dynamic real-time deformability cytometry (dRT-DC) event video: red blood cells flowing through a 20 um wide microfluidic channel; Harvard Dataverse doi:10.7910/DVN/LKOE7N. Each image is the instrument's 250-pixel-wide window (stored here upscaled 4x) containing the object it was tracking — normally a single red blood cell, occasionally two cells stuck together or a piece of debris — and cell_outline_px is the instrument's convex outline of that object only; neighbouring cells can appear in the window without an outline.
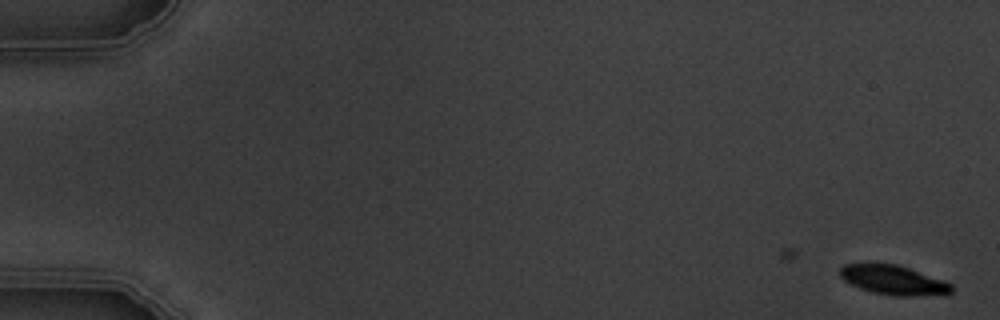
{"species": "common noctule bat (a hibernating species)", "species_latin": "Nyctalus noctula", "temperature_condition": "warm", "stored_images_in_passage": 6, "camera_frame_rate_fps": 3000, "um_per_image_px": 0.085, "animal": {"sex": "male", "body_mass_g": 19.5, "forearm_length_mm": 54.6}, "frame": {"image": 1, "passage_image": 1, "time_ms": 0.0, "image_size_px": [1000, 320], "cell_outline_px": [[952, 292], [912, 296], [896, 296], [872, 292], [860, 288], [844, 280], [840, 276], [840, 268], [844, 264], [864, 260], [896, 264], [908, 268], [952, 284]], "centroid_in_image_um": [75.81, 23.75], "position_along_channel_um": 9.2, "area_um2": 19.25}}
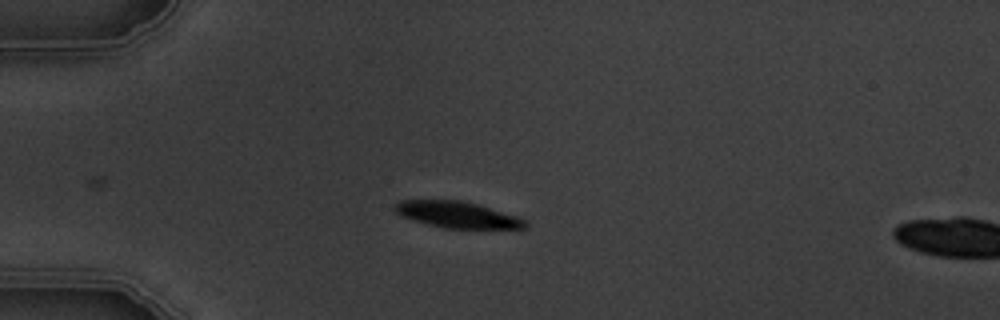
{"frame": {"image": 2, "passage_image": 5, "time_ms": 4.667, "image_size_px": [1000, 320], "cell_outline_px": [[528, 228], [444, 228], [428, 224], [400, 216], [392, 208], [400, 200], [460, 200], [476, 204], [516, 216], [524, 220], [528, 224]], "centroid_in_image_um": [38.83, 18.25], "position_along_channel_um": 46.2, "area_um2": 19.71}}